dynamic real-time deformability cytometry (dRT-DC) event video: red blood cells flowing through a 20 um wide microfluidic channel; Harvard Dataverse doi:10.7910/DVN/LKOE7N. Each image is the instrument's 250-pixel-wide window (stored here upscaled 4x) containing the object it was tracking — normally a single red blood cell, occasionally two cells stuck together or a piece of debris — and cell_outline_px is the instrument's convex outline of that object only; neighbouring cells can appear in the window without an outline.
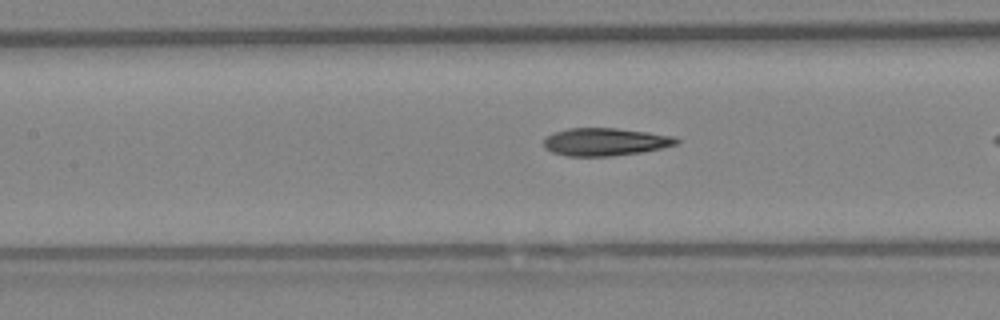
{"species": "Egyptian fruit bat (a non-hibernating species)", "species_latin": "Rousettus aegyptiacus", "temperature_condition": "warm", "stored_images_in_passage": 13, "camera_frame_rate_fps": 3000, "um_per_image_px": 0.085, "animal": {"sex": "female"}, "frame": {"image": 1, "passage_image": 10, "time_ms": 3.0, "image_size_px": [1000, 320], "cell_outline_px": [[680, 140], [676, 144], [660, 148], [640, 152], [612, 156], [568, 156], [552, 152], [544, 148], [544, 140], [552, 132], [568, 128], [616, 128], [648, 132], [676, 136]], "centroid_in_image_um": [51.43, 12.05], "position_along_channel_um": 156.0, "area_um2": 21.44}}